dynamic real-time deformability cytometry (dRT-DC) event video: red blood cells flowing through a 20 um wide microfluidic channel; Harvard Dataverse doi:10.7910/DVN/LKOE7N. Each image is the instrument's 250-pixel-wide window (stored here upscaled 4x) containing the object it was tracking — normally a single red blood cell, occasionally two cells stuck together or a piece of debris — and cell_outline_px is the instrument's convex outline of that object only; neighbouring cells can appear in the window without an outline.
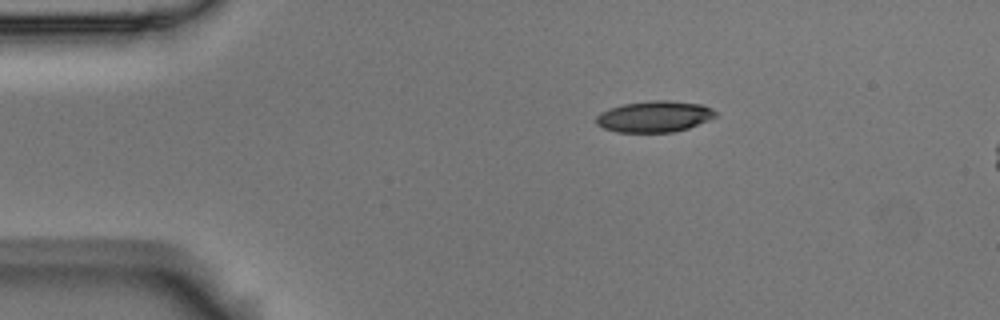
{"species": "Egyptian fruit bat (a non-hibernating species)", "species_latin": "Rousettus aegyptiacus", "temperature_condition": "room temperature", "stored_images_in_passage": 3, "camera_frame_rate_fps": 3000, "um_per_image_px": 0.085, "animal": {"sex": "male"}, "frame": {"image": 1, "passage_image": 1, "time_ms": 0.0, "image_size_px": [1000, 320], "cell_outline_px": [[716, 116], [708, 120], [688, 128], [672, 132], [616, 132], [604, 128], [596, 124], [596, 116], [600, 112], [624, 104], [652, 100], [668, 100], [704, 104], [712, 108], [716, 112]], "centroid_in_image_um": [55.64, 9.9], "position_along_channel_um": 29.4, "area_um2": 21.68}}
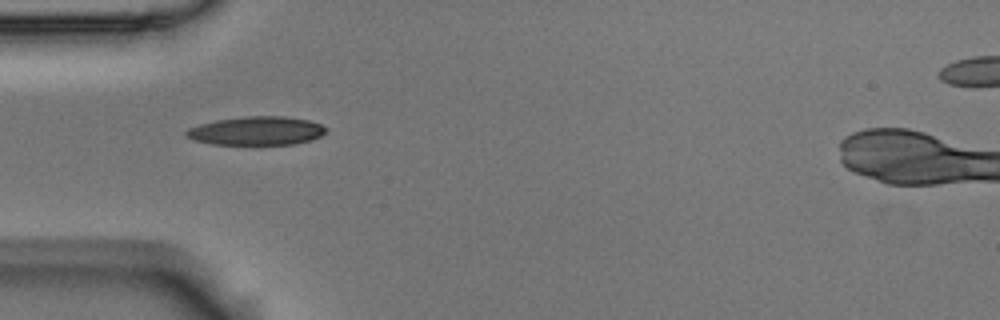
{"frame": {"image": 2, "passage_image": 3, "time_ms": 0.667, "image_size_px": [1000, 320], "cell_outline_px": [[328, 132], [312, 140], [296, 144], [212, 144], [192, 140], [184, 136], [184, 132], [188, 128], [200, 124], [216, 120], [244, 116], [284, 116], [308, 120], [320, 124], [328, 128]], "centroid_in_image_um": [21.8, 11.12], "position_along_channel_um": 63.2, "area_um2": 23.52}}